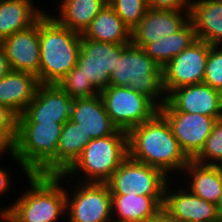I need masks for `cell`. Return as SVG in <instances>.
<instances>
[{"label":"cell","instance_id":"obj_1","mask_svg":"<svg viewBox=\"0 0 222 222\" xmlns=\"http://www.w3.org/2000/svg\"><path fill=\"white\" fill-rule=\"evenodd\" d=\"M128 156L163 171L168 177L186 168L191 159L174 137L166 118L158 111L128 133ZM171 173V174H170Z\"/></svg>","mask_w":222,"mask_h":222},{"label":"cell","instance_id":"obj_2","mask_svg":"<svg viewBox=\"0 0 222 222\" xmlns=\"http://www.w3.org/2000/svg\"><path fill=\"white\" fill-rule=\"evenodd\" d=\"M29 189L14 203L3 207V213L10 222H58L66 213V189L61 184L64 174H29Z\"/></svg>","mask_w":222,"mask_h":222},{"label":"cell","instance_id":"obj_3","mask_svg":"<svg viewBox=\"0 0 222 222\" xmlns=\"http://www.w3.org/2000/svg\"><path fill=\"white\" fill-rule=\"evenodd\" d=\"M62 130V123L18 122L15 145L8 155L26 176L57 175V144Z\"/></svg>","mask_w":222,"mask_h":222},{"label":"cell","instance_id":"obj_4","mask_svg":"<svg viewBox=\"0 0 222 222\" xmlns=\"http://www.w3.org/2000/svg\"><path fill=\"white\" fill-rule=\"evenodd\" d=\"M47 12L39 19V84H58L76 66L81 34L60 25Z\"/></svg>","mask_w":222,"mask_h":222},{"label":"cell","instance_id":"obj_5","mask_svg":"<svg viewBox=\"0 0 222 222\" xmlns=\"http://www.w3.org/2000/svg\"><path fill=\"white\" fill-rule=\"evenodd\" d=\"M109 85L130 87L150 98L158 107L166 101L162 68L151 59L143 48L132 43L124 44L118 63L110 75Z\"/></svg>","mask_w":222,"mask_h":222},{"label":"cell","instance_id":"obj_6","mask_svg":"<svg viewBox=\"0 0 222 222\" xmlns=\"http://www.w3.org/2000/svg\"><path fill=\"white\" fill-rule=\"evenodd\" d=\"M127 157L128 135L118 129L107 137L92 139L64 175L70 179L79 172L84 178L82 181V175H77L75 179L79 182L106 183Z\"/></svg>","mask_w":222,"mask_h":222},{"label":"cell","instance_id":"obj_7","mask_svg":"<svg viewBox=\"0 0 222 222\" xmlns=\"http://www.w3.org/2000/svg\"><path fill=\"white\" fill-rule=\"evenodd\" d=\"M100 95L111 121L119 130L127 133L159 111L150 98L130 87L109 85Z\"/></svg>","mask_w":222,"mask_h":222},{"label":"cell","instance_id":"obj_8","mask_svg":"<svg viewBox=\"0 0 222 222\" xmlns=\"http://www.w3.org/2000/svg\"><path fill=\"white\" fill-rule=\"evenodd\" d=\"M168 179L160 169L128 156L106 183L111 195L164 196Z\"/></svg>","mask_w":222,"mask_h":222},{"label":"cell","instance_id":"obj_9","mask_svg":"<svg viewBox=\"0 0 222 222\" xmlns=\"http://www.w3.org/2000/svg\"><path fill=\"white\" fill-rule=\"evenodd\" d=\"M79 184V186H78ZM66 189L68 222H113L111 192L107 183L78 182Z\"/></svg>","mask_w":222,"mask_h":222},{"label":"cell","instance_id":"obj_10","mask_svg":"<svg viewBox=\"0 0 222 222\" xmlns=\"http://www.w3.org/2000/svg\"><path fill=\"white\" fill-rule=\"evenodd\" d=\"M210 48V44L198 39L162 68L166 96L179 87L203 83Z\"/></svg>","mask_w":222,"mask_h":222},{"label":"cell","instance_id":"obj_11","mask_svg":"<svg viewBox=\"0 0 222 222\" xmlns=\"http://www.w3.org/2000/svg\"><path fill=\"white\" fill-rule=\"evenodd\" d=\"M123 50L124 44L99 42L81 36V50L76 65L86 79L101 92L109 86L110 75Z\"/></svg>","mask_w":222,"mask_h":222},{"label":"cell","instance_id":"obj_12","mask_svg":"<svg viewBox=\"0 0 222 222\" xmlns=\"http://www.w3.org/2000/svg\"><path fill=\"white\" fill-rule=\"evenodd\" d=\"M159 111H180L222 118V92L205 83L172 90Z\"/></svg>","mask_w":222,"mask_h":222},{"label":"cell","instance_id":"obj_13","mask_svg":"<svg viewBox=\"0 0 222 222\" xmlns=\"http://www.w3.org/2000/svg\"><path fill=\"white\" fill-rule=\"evenodd\" d=\"M73 98L57 84H39L35 96L18 122H56L65 124L71 117Z\"/></svg>","mask_w":222,"mask_h":222},{"label":"cell","instance_id":"obj_14","mask_svg":"<svg viewBox=\"0 0 222 222\" xmlns=\"http://www.w3.org/2000/svg\"><path fill=\"white\" fill-rule=\"evenodd\" d=\"M159 112L166 118L178 144L191 160L201 151L218 120L207 115L180 111Z\"/></svg>","mask_w":222,"mask_h":222},{"label":"cell","instance_id":"obj_15","mask_svg":"<svg viewBox=\"0 0 222 222\" xmlns=\"http://www.w3.org/2000/svg\"><path fill=\"white\" fill-rule=\"evenodd\" d=\"M165 188L162 211L171 219L189 222H222L217 206L194 195L186 186Z\"/></svg>","mask_w":222,"mask_h":222},{"label":"cell","instance_id":"obj_16","mask_svg":"<svg viewBox=\"0 0 222 222\" xmlns=\"http://www.w3.org/2000/svg\"><path fill=\"white\" fill-rule=\"evenodd\" d=\"M0 46L6 52L12 70L31 73L39 82V20L29 28L4 38Z\"/></svg>","mask_w":222,"mask_h":222},{"label":"cell","instance_id":"obj_17","mask_svg":"<svg viewBox=\"0 0 222 222\" xmlns=\"http://www.w3.org/2000/svg\"><path fill=\"white\" fill-rule=\"evenodd\" d=\"M189 21V11L148 9L131 31V43L145 48L162 37L172 35Z\"/></svg>","mask_w":222,"mask_h":222},{"label":"cell","instance_id":"obj_18","mask_svg":"<svg viewBox=\"0 0 222 222\" xmlns=\"http://www.w3.org/2000/svg\"><path fill=\"white\" fill-rule=\"evenodd\" d=\"M70 119L79 124L89 141L107 137L118 130L111 121L100 94L73 99Z\"/></svg>","mask_w":222,"mask_h":222},{"label":"cell","instance_id":"obj_19","mask_svg":"<svg viewBox=\"0 0 222 222\" xmlns=\"http://www.w3.org/2000/svg\"><path fill=\"white\" fill-rule=\"evenodd\" d=\"M163 203L164 196L111 195L112 221L147 222L162 212Z\"/></svg>","mask_w":222,"mask_h":222},{"label":"cell","instance_id":"obj_20","mask_svg":"<svg viewBox=\"0 0 222 222\" xmlns=\"http://www.w3.org/2000/svg\"><path fill=\"white\" fill-rule=\"evenodd\" d=\"M38 86L35 75L11 70L0 79V104L20 116L33 100Z\"/></svg>","mask_w":222,"mask_h":222},{"label":"cell","instance_id":"obj_21","mask_svg":"<svg viewBox=\"0 0 222 222\" xmlns=\"http://www.w3.org/2000/svg\"><path fill=\"white\" fill-rule=\"evenodd\" d=\"M189 20L192 22L197 38L210 45L222 46V1H192Z\"/></svg>","mask_w":222,"mask_h":222},{"label":"cell","instance_id":"obj_22","mask_svg":"<svg viewBox=\"0 0 222 222\" xmlns=\"http://www.w3.org/2000/svg\"><path fill=\"white\" fill-rule=\"evenodd\" d=\"M34 0H0V41L36 23L47 11Z\"/></svg>","mask_w":222,"mask_h":222},{"label":"cell","instance_id":"obj_23","mask_svg":"<svg viewBox=\"0 0 222 222\" xmlns=\"http://www.w3.org/2000/svg\"><path fill=\"white\" fill-rule=\"evenodd\" d=\"M183 172L184 176H189L183 185L199 198L217 205L222 192V166L203 165L191 160Z\"/></svg>","mask_w":222,"mask_h":222},{"label":"cell","instance_id":"obj_24","mask_svg":"<svg viewBox=\"0 0 222 222\" xmlns=\"http://www.w3.org/2000/svg\"><path fill=\"white\" fill-rule=\"evenodd\" d=\"M82 36L85 39L113 44L131 43V30L107 3L94 17Z\"/></svg>","mask_w":222,"mask_h":222},{"label":"cell","instance_id":"obj_25","mask_svg":"<svg viewBox=\"0 0 222 222\" xmlns=\"http://www.w3.org/2000/svg\"><path fill=\"white\" fill-rule=\"evenodd\" d=\"M59 14L51 16L62 26L80 33L89 27L94 17L105 7L107 0H58Z\"/></svg>","mask_w":222,"mask_h":222},{"label":"cell","instance_id":"obj_26","mask_svg":"<svg viewBox=\"0 0 222 222\" xmlns=\"http://www.w3.org/2000/svg\"><path fill=\"white\" fill-rule=\"evenodd\" d=\"M198 40L195 28L189 20L180 30L148 44L144 50L161 68L173 57L190 47Z\"/></svg>","mask_w":222,"mask_h":222},{"label":"cell","instance_id":"obj_27","mask_svg":"<svg viewBox=\"0 0 222 222\" xmlns=\"http://www.w3.org/2000/svg\"><path fill=\"white\" fill-rule=\"evenodd\" d=\"M89 142L78 123L70 119L63 124L57 144V175L64 174L74 164Z\"/></svg>","mask_w":222,"mask_h":222},{"label":"cell","instance_id":"obj_28","mask_svg":"<svg viewBox=\"0 0 222 222\" xmlns=\"http://www.w3.org/2000/svg\"><path fill=\"white\" fill-rule=\"evenodd\" d=\"M57 85L73 99L100 94L94 85L82 74L81 69L77 65Z\"/></svg>","mask_w":222,"mask_h":222},{"label":"cell","instance_id":"obj_29","mask_svg":"<svg viewBox=\"0 0 222 222\" xmlns=\"http://www.w3.org/2000/svg\"><path fill=\"white\" fill-rule=\"evenodd\" d=\"M192 160L203 165L222 166V118L216 121L203 148Z\"/></svg>","mask_w":222,"mask_h":222},{"label":"cell","instance_id":"obj_30","mask_svg":"<svg viewBox=\"0 0 222 222\" xmlns=\"http://www.w3.org/2000/svg\"><path fill=\"white\" fill-rule=\"evenodd\" d=\"M108 3L131 31L149 9L147 0H110Z\"/></svg>","mask_w":222,"mask_h":222},{"label":"cell","instance_id":"obj_31","mask_svg":"<svg viewBox=\"0 0 222 222\" xmlns=\"http://www.w3.org/2000/svg\"><path fill=\"white\" fill-rule=\"evenodd\" d=\"M18 115L0 104V151H12L16 141Z\"/></svg>","mask_w":222,"mask_h":222},{"label":"cell","instance_id":"obj_32","mask_svg":"<svg viewBox=\"0 0 222 222\" xmlns=\"http://www.w3.org/2000/svg\"><path fill=\"white\" fill-rule=\"evenodd\" d=\"M203 83L222 92V47L211 45L209 50Z\"/></svg>","mask_w":222,"mask_h":222},{"label":"cell","instance_id":"obj_33","mask_svg":"<svg viewBox=\"0 0 222 222\" xmlns=\"http://www.w3.org/2000/svg\"><path fill=\"white\" fill-rule=\"evenodd\" d=\"M154 10L190 11L192 0H147Z\"/></svg>","mask_w":222,"mask_h":222},{"label":"cell","instance_id":"obj_34","mask_svg":"<svg viewBox=\"0 0 222 222\" xmlns=\"http://www.w3.org/2000/svg\"><path fill=\"white\" fill-rule=\"evenodd\" d=\"M5 154L6 155V151H0V157H2V155ZM11 173L10 170L8 168L4 167H0V196L2 197L6 192L8 193V190L10 192V189L12 190L11 187L13 184L11 183Z\"/></svg>","mask_w":222,"mask_h":222},{"label":"cell","instance_id":"obj_35","mask_svg":"<svg viewBox=\"0 0 222 222\" xmlns=\"http://www.w3.org/2000/svg\"><path fill=\"white\" fill-rule=\"evenodd\" d=\"M12 69L10 67L6 52L0 46V79L3 78Z\"/></svg>","mask_w":222,"mask_h":222},{"label":"cell","instance_id":"obj_36","mask_svg":"<svg viewBox=\"0 0 222 222\" xmlns=\"http://www.w3.org/2000/svg\"><path fill=\"white\" fill-rule=\"evenodd\" d=\"M147 222H171V219L162 211L156 218Z\"/></svg>","mask_w":222,"mask_h":222},{"label":"cell","instance_id":"obj_37","mask_svg":"<svg viewBox=\"0 0 222 222\" xmlns=\"http://www.w3.org/2000/svg\"><path fill=\"white\" fill-rule=\"evenodd\" d=\"M217 209H218V213L222 219V192H221V195L219 197V200H218V203H217Z\"/></svg>","mask_w":222,"mask_h":222},{"label":"cell","instance_id":"obj_38","mask_svg":"<svg viewBox=\"0 0 222 222\" xmlns=\"http://www.w3.org/2000/svg\"><path fill=\"white\" fill-rule=\"evenodd\" d=\"M4 218H5V214L3 213V209L0 208V221L3 220Z\"/></svg>","mask_w":222,"mask_h":222},{"label":"cell","instance_id":"obj_39","mask_svg":"<svg viewBox=\"0 0 222 222\" xmlns=\"http://www.w3.org/2000/svg\"><path fill=\"white\" fill-rule=\"evenodd\" d=\"M171 222H189V221L171 220Z\"/></svg>","mask_w":222,"mask_h":222},{"label":"cell","instance_id":"obj_40","mask_svg":"<svg viewBox=\"0 0 222 222\" xmlns=\"http://www.w3.org/2000/svg\"><path fill=\"white\" fill-rule=\"evenodd\" d=\"M4 222H10L6 217L2 220Z\"/></svg>","mask_w":222,"mask_h":222}]
</instances>
